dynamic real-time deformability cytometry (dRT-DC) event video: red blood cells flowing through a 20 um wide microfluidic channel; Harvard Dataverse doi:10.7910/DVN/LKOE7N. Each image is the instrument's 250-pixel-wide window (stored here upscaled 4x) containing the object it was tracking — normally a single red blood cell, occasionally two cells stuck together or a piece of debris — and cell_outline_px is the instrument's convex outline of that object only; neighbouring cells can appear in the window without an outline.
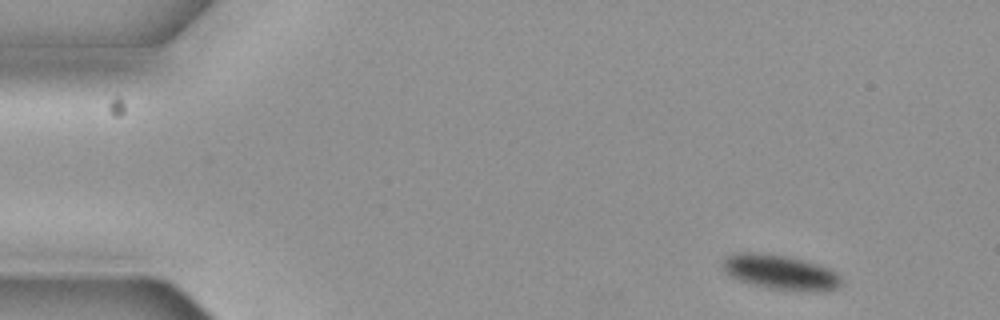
{"species": "common noctule bat (a hibernating species)", "species_latin": "Nyctalus noctula", "temperature_condition": "cold", "stored_images_in_passage": 5, "camera_frame_rate_fps": 3000, "um_per_image_px": 0.085, "animal": {"sex": "female", "body_mass_g": 19.3, "forearm_length_mm": 54.1}, "frame": {"image": 1, "passage_image": 1, "time_ms": 0.0, "image_size_px": [1000, 320], "cell_outline_px": [[844, 284], [840, 288], [828, 292], [816, 292], [768, 288], [752, 284], [740, 280], [724, 272], [720, 268], [720, 264], [732, 252], [752, 252], [788, 256], [804, 260], [832, 268], [840, 276]], "centroid_in_image_um": [66.4, 23.15], "position_along_channel_um": 18.6, "area_um2": 24.62}}
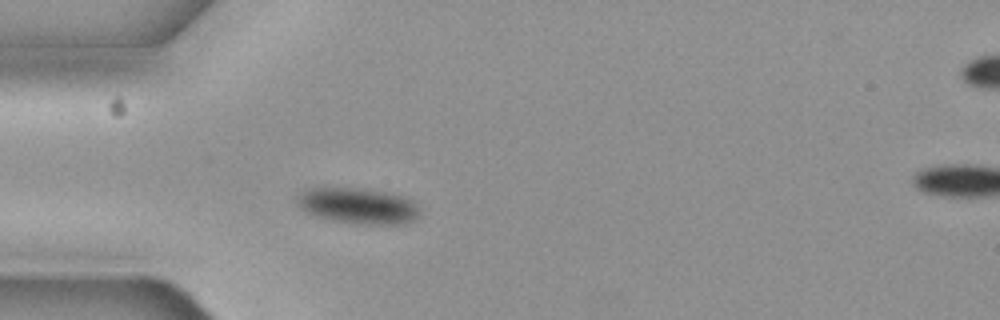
{"frame": {"image": 2, "passage_image": 4, "time_ms": 1.0, "image_size_px": [1000, 320], "cell_outline_px": [[420, 216], [416, 220], [404, 224], [352, 224], [332, 220], [316, 216], [300, 208], [296, 204], [296, 196], [304, 188], [360, 188], [388, 192], [412, 200], [420, 208]], "centroid_in_image_um": [30.44, 17.5], "position_along_channel_um": 54.6, "area_um2": 26.07}}